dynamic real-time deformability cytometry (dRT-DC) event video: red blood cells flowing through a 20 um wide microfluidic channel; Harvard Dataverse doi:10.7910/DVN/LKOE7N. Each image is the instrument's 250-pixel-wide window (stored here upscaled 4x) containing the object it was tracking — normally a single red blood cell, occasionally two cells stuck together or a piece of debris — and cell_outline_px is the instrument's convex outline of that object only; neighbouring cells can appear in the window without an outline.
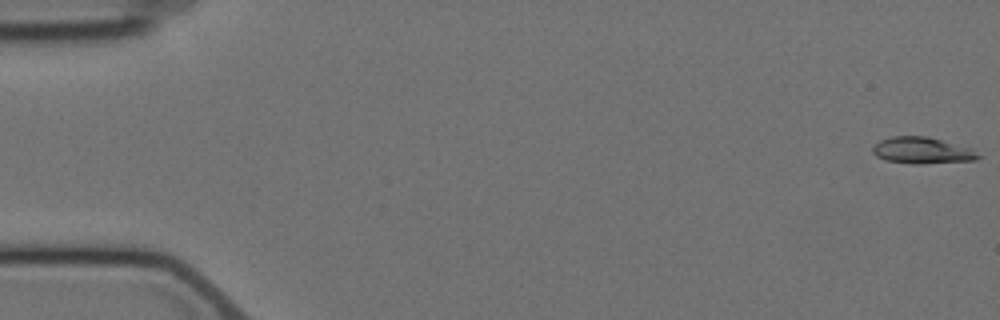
{"species": "Egyptian fruit bat (a non-hibernating species)", "species_latin": "Rousettus aegyptiacus", "temperature_condition": "cold", "stored_images_in_passage": 7, "camera_frame_rate_fps": 3000, "um_per_image_px": 0.085, "animal": {"sex": "female"}, "frame": {"image": 1, "passage_image": 1, "time_ms": 0.0, "image_size_px": [1000, 320], "cell_outline_px": [[984, 156], [976, 160], [884, 160], [876, 156], [872, 152], [872, 148], [880, 140], [892, 136], [928, 136], [972, 148]], "centroid_in_image_um": [78.4, 12.7], "position_along_channel_um": 6.6, "area_um2": 15.09}}
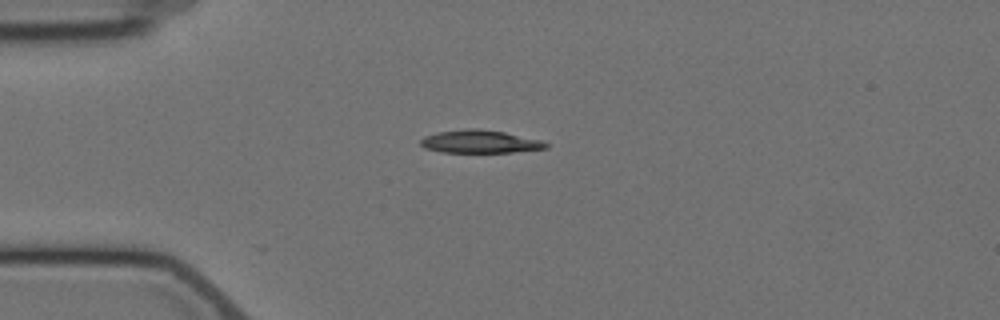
{"frame": {"image": 2, "passage_image": 5, "time_ms": 4.667, "image_size_px": [1000, 320], "cell_outline_px": [[548, 148], [512, 152], [444, 152], [424, 148], [420, 144], [420, 140], [424, 136], [436, 132], [468, 128], [476, 128], [504, 132], [540, 140], [548, 144]], "centroid_in_image_um": [40.75, 12.03], "position_along_channel_um": 44.2, "area_um2": 16.65}}
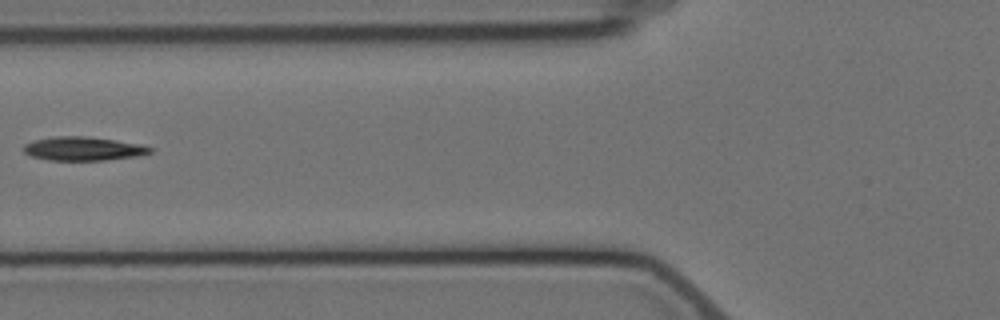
{"frame": {"image": 3, "passage_image": 7, "time_ms": 7.333, "image_size_px": [1000, 320], "cell_outline_px": [[152, 152], [136, 156], [108, 160], [48, 160], [32, 156], [24, 152], [24, 144], [32, 140], [56, 136], [84, 136], [116, 140], [136, 144], [152, 148]], "centroid_in_image_um": [7.03, 12.64], "position_along_channel_um": 118.8, "area_um2": 17.34}}